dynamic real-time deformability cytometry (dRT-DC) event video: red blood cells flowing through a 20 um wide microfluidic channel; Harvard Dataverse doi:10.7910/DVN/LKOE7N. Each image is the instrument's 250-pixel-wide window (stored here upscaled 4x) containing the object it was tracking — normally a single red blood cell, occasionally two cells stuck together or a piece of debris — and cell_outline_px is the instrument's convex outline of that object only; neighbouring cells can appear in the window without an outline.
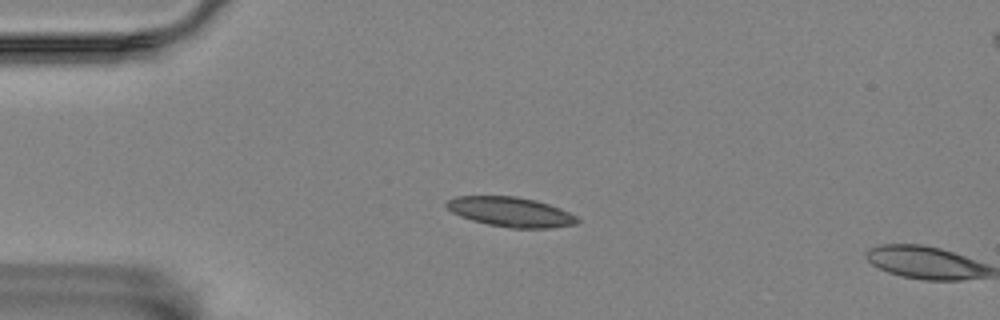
{"species": "Egyptian fruit bat (a non-hibernating species)", "species_latin": "Rousettus aegyptiacus", "temperature_condition": "room temperature", "stored_images_in_passage": 5, "camera_frame_rate_fps": 3000, "um_per_image_px": 0.085, "animal": {"sex": "female"}, "frame": {"image": 1, "passage_image": 4, "time_ms": 3.333, "image_size_px": [1000, 320], "cell_outline_px": [[580, 220], [576, 224], [552, 228], [512, 228], [488, 224], [472, 220], [460, 216], [452, 212], [444, 204], [448, 200], [456, 196], [516, 196], [536, 200], [560, 208], [576, 216]], "centroid_in_image_um": [43.41, 18.01], "position_along_channel_um": 41.6, "area_um2": 22.6}}